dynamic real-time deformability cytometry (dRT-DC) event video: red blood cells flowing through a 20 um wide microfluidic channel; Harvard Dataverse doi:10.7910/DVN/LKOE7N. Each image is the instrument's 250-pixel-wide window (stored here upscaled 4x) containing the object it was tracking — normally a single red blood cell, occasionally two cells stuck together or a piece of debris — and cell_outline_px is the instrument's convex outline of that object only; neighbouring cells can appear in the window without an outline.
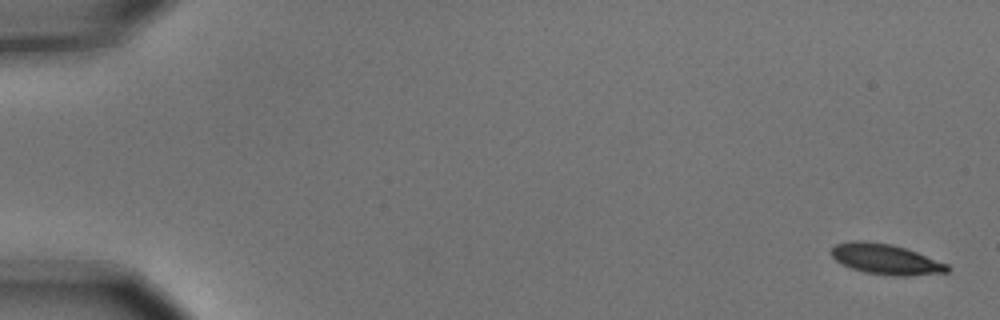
{"species": "common noctule bat (a hibernating species)", "species_latin": "Nyctalus noctula", "temperature_condition": "cold", "stored_images_in_passage": 6, "camera_frame_rate_fps": 3000, "um_per_image_px": 0.085, "animal": {"sex": "male", "body_mass_g": 15.6}, "frame": {"image": 1, "passage_image": 1, "time_ms": 0.0, "image_size_px": [1000, 320], "cell_outline_px": [[952, 268], [948, 272], [908, 276], [896, 276], [864, 272], [852, 268], [836, 260], [828, 252], [836, 244], [852, 240], [868, 240], [892, 244], [916, 252], [948, 264]], "centroid_in_image_um": [75.28, 22.02], "position_along_channel_um": 9.7, "area_um2": 20.63}}